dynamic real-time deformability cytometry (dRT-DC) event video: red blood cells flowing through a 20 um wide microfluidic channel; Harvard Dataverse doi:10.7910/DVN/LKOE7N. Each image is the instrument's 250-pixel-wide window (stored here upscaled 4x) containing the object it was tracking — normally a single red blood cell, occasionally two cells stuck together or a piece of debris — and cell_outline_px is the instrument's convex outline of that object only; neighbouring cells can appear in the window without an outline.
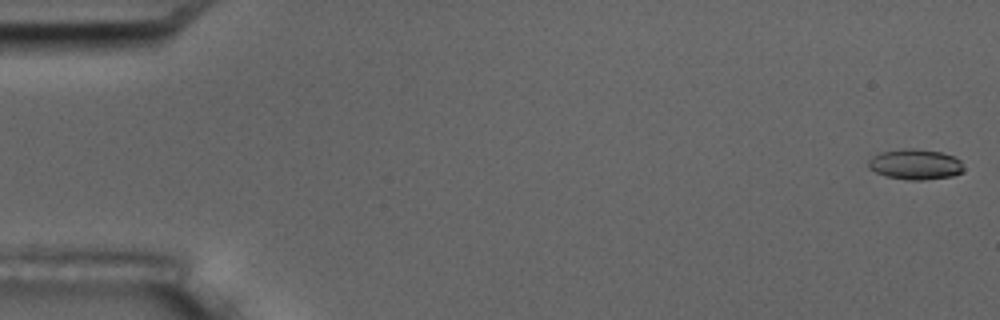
{"species": "common noctule bat (a hibernating species)", "species_latin": "Nyctalus noctula", "temperature_condition": "room temperature", "stored_images_in_passage": 6, "camera_frame_rate_fps": 3000, "um_per_image_px": 0.085, "animal": {"sex": "male", "body_mass_g": 17.5, "forearm_length_mm": 52.3}, "frame": {"image": 1, "passage_image": 1, "time_ms": 0.0, "image_size_px": [1000, 320], "cell_outline_px": [[964, 172], [952, 176], [924, 180], [908, 180], [888, 176], [876, 172], [868, 168], [868, 160], [872, 156], [880, 152], [904, 148], [912, 148], [940, 152], [952, 156], [960, 160], [964, 168]], "centroid_in_image_um": [77.8, 13.97], "position_along_channel_um": 7.2, "area_um2": 16.94}}
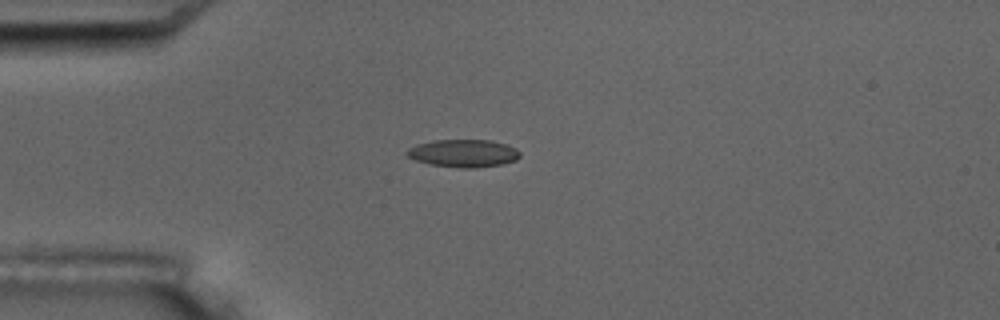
{"frame": {"image": 2, "passage_image": 4, "time_ms": 4.667, "image_size_px": [1000, 320], "cell_outline_px": [[520, 156], [516, 160], [500, 164], [476, 168], [460, 168], [432, 164], [416, 160], [408, 156], [404, 152], [408, 148], [416, 144], [432, 140], [492, 140], [508, 144], [516, 148], [520, 152]], "centroid_in_image_um": [39.4, 13.01], "position_along_channel_um": 45.6, "area_um2": 18.32}}